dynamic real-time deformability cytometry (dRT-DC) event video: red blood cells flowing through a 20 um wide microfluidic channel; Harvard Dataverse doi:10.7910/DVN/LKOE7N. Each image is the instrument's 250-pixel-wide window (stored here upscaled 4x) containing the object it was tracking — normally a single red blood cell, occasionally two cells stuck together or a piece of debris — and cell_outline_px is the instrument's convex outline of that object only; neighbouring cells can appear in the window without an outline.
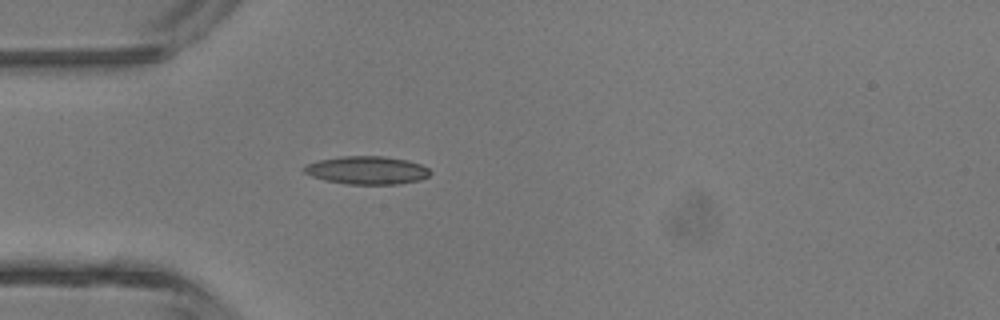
{"species": "common noctule bat (a hibernating species)", "species_latin": "Nyctalus noctula", "temperature_condition": "room temperature", "stored_images_in_passage": 4, "camera_frame_rate_fps": 3000, "um_per_image_px": 0.085, "animal": {"sex": "male", "body_mass_g": 13.3}, "frame": {"image": 1, "passage_image": 4, "time_ms": 3.667, "image_size_px": [1000, 320], "cell_outline_px": [[432, 172], [428, 176], [420, 180], [396, 184], [348, 184], [324, 180], [312, 176], [304, 172], [300, 168], [308, 164], [320, 160], [340, 156], [384, 156], [408, 160], [420, 164], [428, 168]], "centroid_in_image_um": [31.19, 14.47], "position_along_channel_um": 53.8, "area_um2": 20.63}}